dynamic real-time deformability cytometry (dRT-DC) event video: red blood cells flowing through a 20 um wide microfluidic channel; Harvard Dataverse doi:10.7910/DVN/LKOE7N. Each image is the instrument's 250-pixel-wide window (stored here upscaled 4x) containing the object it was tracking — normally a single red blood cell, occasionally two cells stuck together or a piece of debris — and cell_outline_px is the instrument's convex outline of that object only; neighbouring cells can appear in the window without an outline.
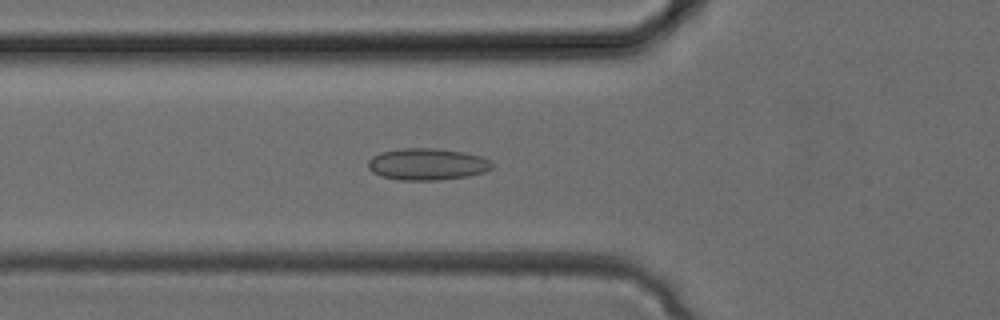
{"species": "common noctule bat (a hibernating species)", "species_latin": "Nyctalus noctula", "temperature_condition": "cold", "stored_images_in_passage": 34, "camera_frame_rate_fps": 3000, "um_per_image_px": 0.085, "animal": {"sex": "female", "body_mass_g": 24.6, "forearm_length_mm": 56.2}, "frame": {"image": 1, "passage_image": 12, "time_ms": 3.667, "image_size_px": [1000, 320], "cell_outline_px": [[492, 168], [484, 172], [468, 176], [436, 180], [400, 180], [380, 176], [372, 172], [368, 168], [368, 160], [372, 156], [380, 152], [400, 148], [436, 148], [464, 152], [484, 156], [492, 164]], "centroid_in_image_um": [36.29, 13.95], "position_along_channel_um": 89.5, "area_um2": 23.12}}
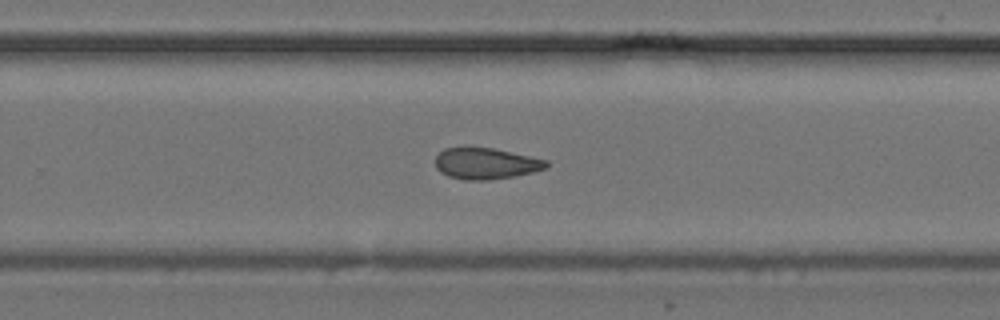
{"frame": {"image": 2, "passage_image": 22, "time_ms": 7.0, "image_size_px": [1000, 320], "cell_outline_px": [[548, 168], [516, 176], [488, 180], [464, 180], [448, 176], [440, 172], [436, 168], [436, 156], [444, 148], [464, 144], [492, 148], [548, 160]], "centroid_in_image_um": [41.25, 13.87], "position_along_channel_um": 288.5, "area_um2": 20.81}}
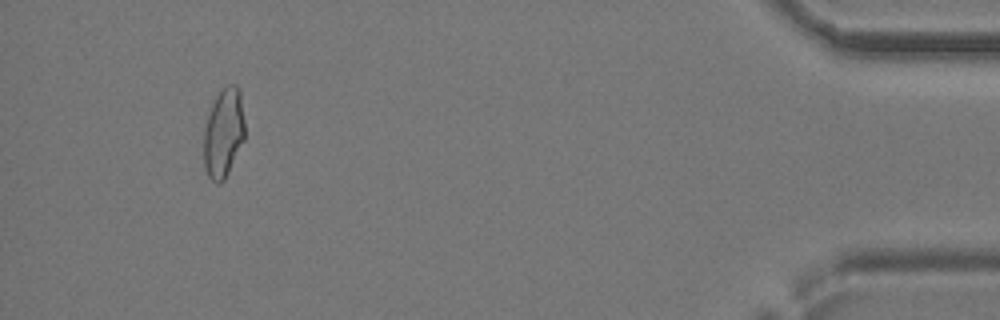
{"frame": {"image": 3, "passage_image": 32, "time_ms": 10.333, "image_size_px": [1000, 320], "cell_outline_px": [[244, 140], [224, 180], [220, 184], [216, 184], [208, 176], [204, 168], [204, 128], [212, 104], [220, 88], [228, 84], [236, 84], [240, 88], [244, 120]], "centroid_in_image_um": [19.0, 11.27], "position_along_channel_um": 416.2, "area_um2": 21.5}}